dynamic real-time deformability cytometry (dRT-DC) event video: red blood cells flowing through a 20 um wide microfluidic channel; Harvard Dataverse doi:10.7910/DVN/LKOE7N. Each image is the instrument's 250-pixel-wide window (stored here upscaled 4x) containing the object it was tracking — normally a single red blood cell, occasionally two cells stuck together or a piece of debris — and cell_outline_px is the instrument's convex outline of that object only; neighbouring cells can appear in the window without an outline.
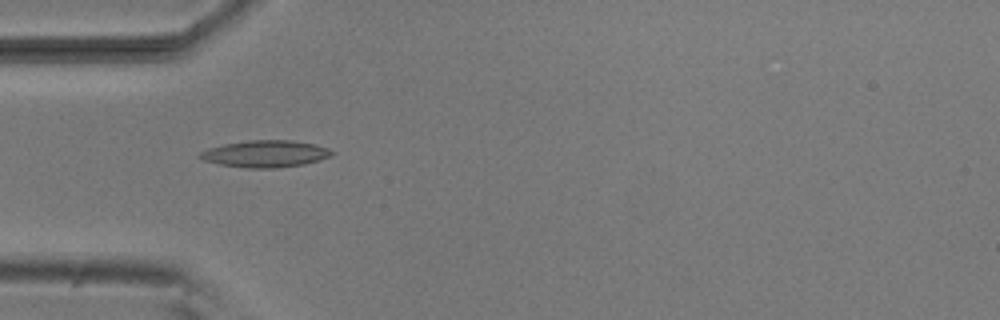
{"species": "common noctule bat (a hibernating species)", "species_latin": "Nyctalus noctula", "temperature_condition": "room temperature", "stored_images_in_passage": 53, "camera_frame_rate_fps": 3000, "um_per_image_px": 0.085, "animal": {"sex": "male", "body_mass_g": 20.5, "forearm_length_mm": 52.5}, "frame": {"image": 1, "passage_image": 16, "time_ms": 5.0, "image_size_px": [1000, 320], "cell_outline_px": [[332, 156], [320, 160], [304, 164], [280, 168], [244, 168], [220, 164], [204, 160], [196, 156], [200, 152], [208, 148], [224, 144], [248, 140], [292, 140], [316, 144], [328, 148], [332, 152]], "centroid_in_image_um": [22.56, 13.07], "position_along_channel_um": 62.4, "area_um2": 20.81}}
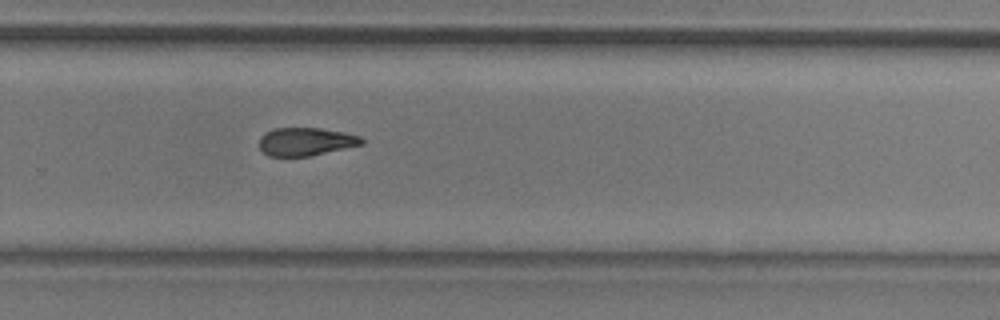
{"frame": {"image": 2, "passage_image": 35, "time_ms": 11.333, "image_size_px": [1000, 320], "cell_outline_px": [[364, 144], [308, 156], [268, 156], [260, 148], [260, 136], [264, 132], [272, 128], [320, 128], [344, 132], [360, 136], [364, 140]], "centroid_in_image_um": [25.98, 12.02], "position_along_channel_um": 303.8, "area_um2": 16.76}}
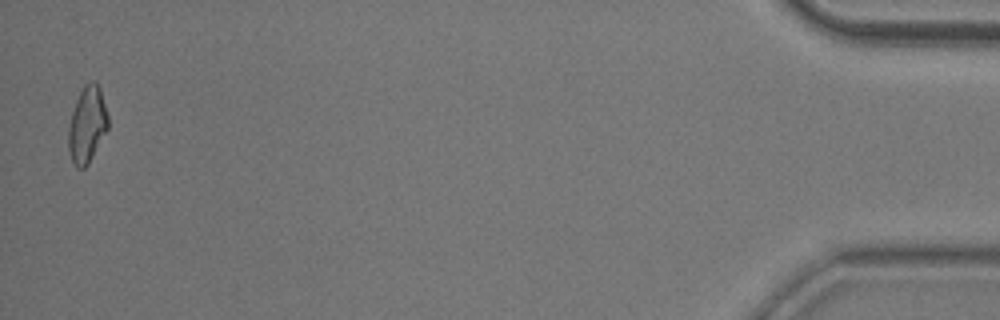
{"frame": {"image": 3, "passage_image": 52, "time_ms": 17.0, "image_size_px": [1000, 320], "cell_outline_px": [[108, 128], [88, 164], [84, 168], [76, 168], [72, 160], [68, 148], [68, 128], [72, 112], [76, 100], [84, 84], [92, 80], [96, 80], [100, 88], [108, 116]], "centroid_in_image_um": [7.4, 10.57], "position_along_channel_um": 427.8, "area_um2": 17.57}, "authors_computed_cell_mechanics": {"area_um2": 17.8602, "velocity_mm_per_s": 3.8247, "shape_relaxation_time_tau1_ms": 8.0017, "shape_relaxation_time_tau2_ms": null, "deformation_change_tau1": 0.1935, "deformation_change_tau2": null}}